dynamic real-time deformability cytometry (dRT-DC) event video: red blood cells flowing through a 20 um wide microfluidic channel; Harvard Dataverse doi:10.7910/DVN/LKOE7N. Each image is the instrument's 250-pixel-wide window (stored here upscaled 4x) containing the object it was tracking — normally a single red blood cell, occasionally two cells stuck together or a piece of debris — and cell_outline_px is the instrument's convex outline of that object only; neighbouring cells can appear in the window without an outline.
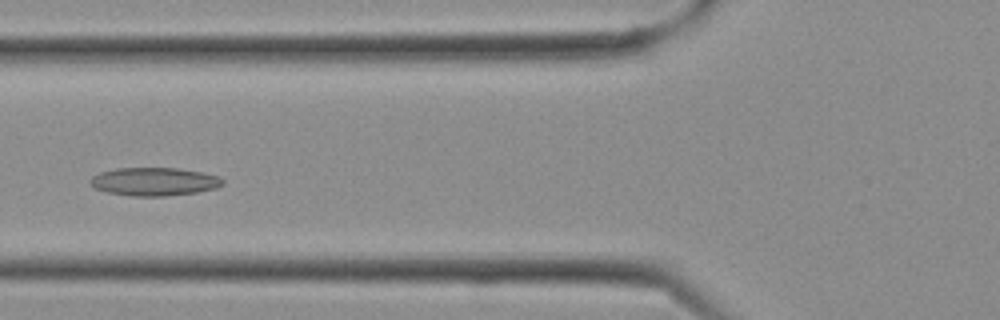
{"species": "Egyptian fruit bat (a non-hibernating species)", "species_latin": "Rousettus aegyptiacus", "temperature_condition": "cold", "stored_images_in_passage": 24, "camera_frame_rate_fps": 3000, "um_per_image_px": 0.085, "frame": {"image": 1, "passage_image": 8, "time_ms": 2.333, "image_size_px": [1000, 320], "cell_outline_px": [[224, 184], [216, 188], [196, 192], [164, 196], [132, 196], [108, 192], [96, 188], [88, 184], [88, 180], [92, 176], [100, 172], [116, 168], [176, 168], [200, 172], [220, 176], [224, 180]], "centroid_in_image_um": [13.09, 15.43], "position_along_channel_um": 112.7, "area_um2": 21.79}}
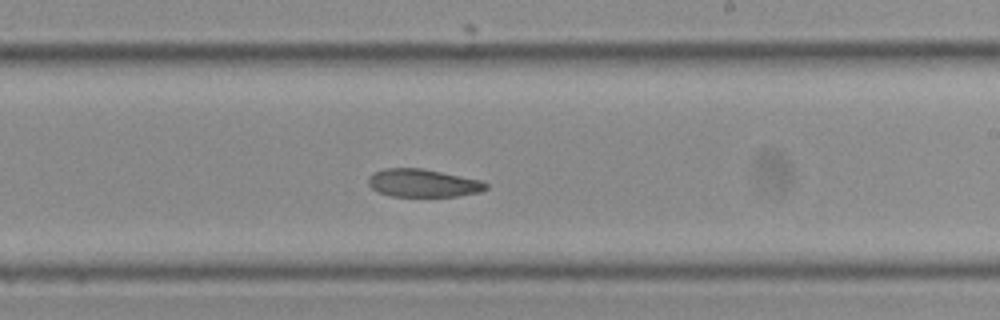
{"frame": {"image": 2, "passage_image": 14, "time_ms": 4.333, "image_size_px": [1000, 320], "cell_outline_px": [[488, 188], [480, 192], [456, 196], [388, 196], [376, 192], [368, 184], [368, 176], [372, 172], [384, 168], [424, 168], [480, 180], [488, 184]], "centroid_in_image_um": [35.91, 15.55], "position_along_channel_um": 253.1, "area_um2": 19.36}}
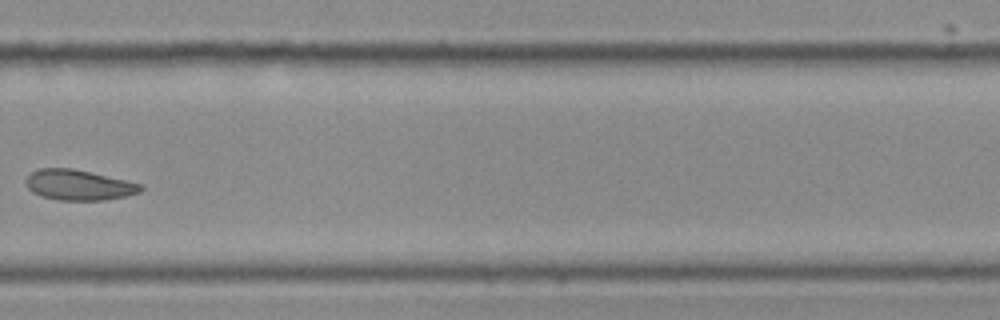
{"frame": {"image": 3, "passage_image": 17, "time_ms": 5.333, "image_size_px": [1000, 320], "cell_outline_px": [[144, 188], [140, 192], [124, 196], [104, 200], [56, 200], [40, 196], [32, 192], [28, 188], [24, 180], [32, 172], [40, 168], [72, 168], [124, 180], [140, 184]], "centroid_in_image_um": [6.64, 15.73], "position_along_channel_um": 323.2, "area_um2": 20.17}}